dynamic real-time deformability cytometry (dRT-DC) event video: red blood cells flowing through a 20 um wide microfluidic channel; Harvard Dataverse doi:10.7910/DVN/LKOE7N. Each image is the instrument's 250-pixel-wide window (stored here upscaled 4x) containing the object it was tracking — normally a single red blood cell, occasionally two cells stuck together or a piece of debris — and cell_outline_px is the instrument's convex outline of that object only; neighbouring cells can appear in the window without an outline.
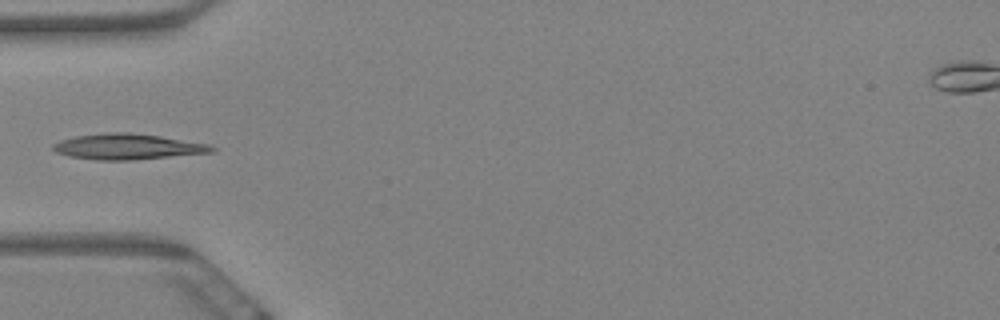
{"species": "Egyptian fruit bat (a non-hibernating species)", "species_latin": "Rousettus aegyptiacus", "temperature_condition": "warm", "stored_images_in_passage": 10, "camera_frame_rate_fps": 3000, "um_per_image_px": 0.085, "animal": {"sex": "female"}, "frame": {"image": 1, "passage_image": 5, "time_ms": 1.333, "image_size_px": [1000, 320], "cell_outline_px": [[216, 148], [212, 152], [132, 160], [96, 160], [68, 156], [56, 152], [52, 148], [52, 144], [60, 140], [76, 136], [104, 132], [128, 132], [160, 136], [208, 144]], "centroid_in_image_um": [10.79, 12.46], "position_along_channel_um": 74.2, "area_um2": 23.64}}
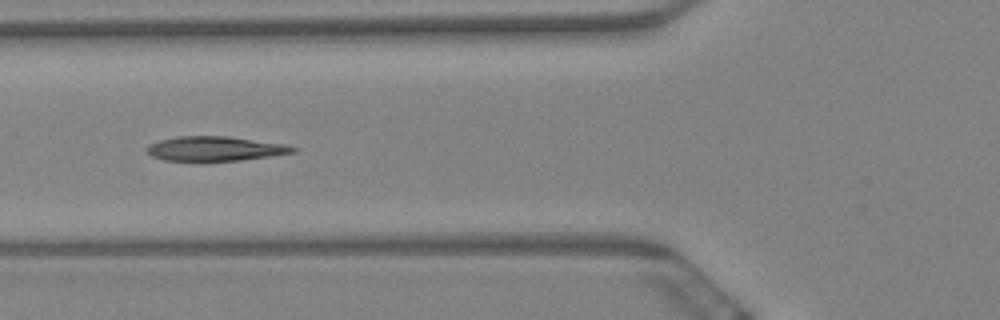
{"frame": {"image": 2, "passage_image": 6, "time_ms": 1.667, "image_size_px": [1000, 320], "cell_outline_px": [[296, 152], [272, 156], [240, 160], [204, 164], [200, 164], [164, 160], [152, 156], [144, 148], [148, 144], [160, 140], [176, 136], [228, 136], [284, 144], [296, 148]], "centroid_in_image_um": [18.2, 12.68], "position_along_channel_um": 107.6, "area_um2": 21.85}}
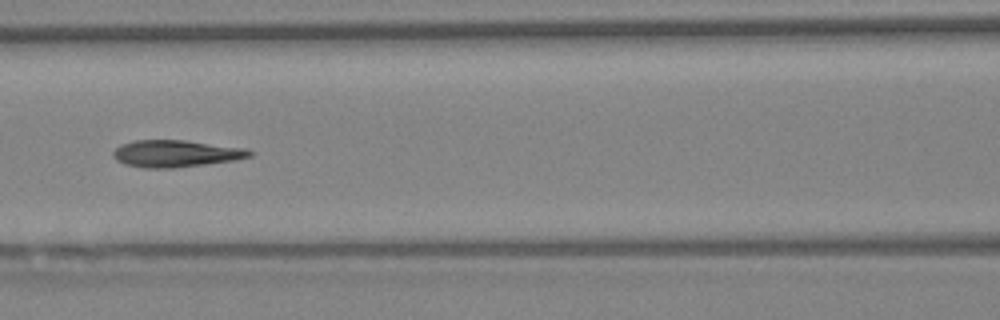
{"frame": {"image": 3, "passage_image": 7, "time_ms": 2.0, "image_size_px": [1000, 320], "cell_outline_px": [[252, 156], [236, 160], [176, 168], [144, 168], [124, 164], [116, 160], [112, 156], [112, 152], [120, 144], [136, 140], [184, 140], [248, 148], [252, 152]], "centroid_in_image_um": [14.95, 13.05], "position_along_channel_um": 151.7, "area_um2": 21.68}}